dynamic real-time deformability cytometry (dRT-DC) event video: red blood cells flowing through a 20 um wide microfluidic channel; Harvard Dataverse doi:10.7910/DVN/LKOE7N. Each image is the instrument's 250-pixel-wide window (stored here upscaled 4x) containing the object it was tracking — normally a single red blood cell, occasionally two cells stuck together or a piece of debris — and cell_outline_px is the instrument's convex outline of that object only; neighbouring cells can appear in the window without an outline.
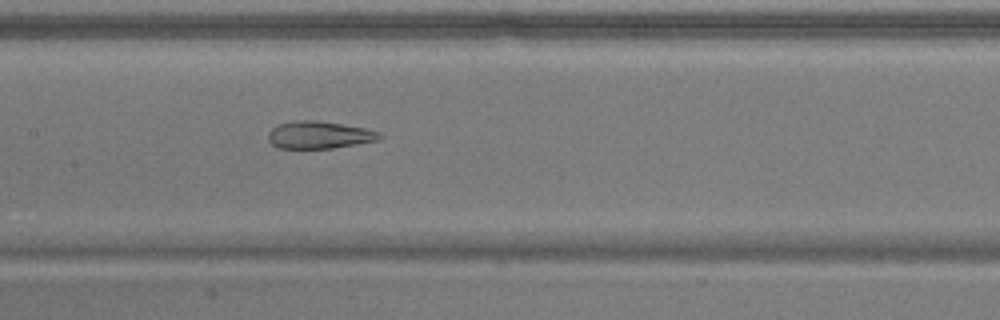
{"species": "common noctule bat (a hibernating species)", "species_latin": "Nyctalus noctula", "temperature_condition": "warm", "stored_images_in_passage": 45, "camera_frame_rate_fps": 3000, "um_per_image_px": 0.085, "animal": {"sex": "male", "body_mass_g": 17.9}, "frame": {"image": 1, "passage_image": 21, "time_ms": 6.667, "image_size_px": [1000, 320], "cell_outline_px": [[384, 136], [380, 140], [332, 148], [280, 148], [272, 144], [268, 140], [268, 132], [272, 128], [280, 124], [300, 120], [312, 120], [340, 124], [364, 128], [380, 132]], "centroid_in_image_um": [27.15, 11.48], "position_along_channel_um": 180.2, "area_um2": 17.57}}
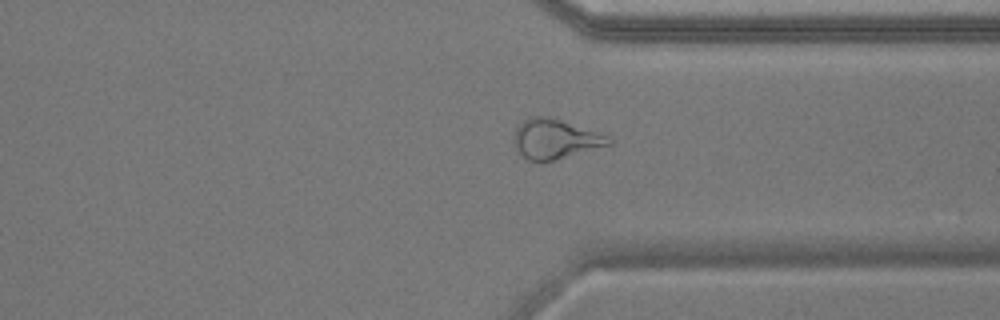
{"frame": {"image": 2, "passage_image": 36, "time_ms": 11.667, "image_size_px": [1000, 320], "cell_outline_px": [[612, 144], [544, 164], [540, 164], [528, 160], [512, 144], [512, 136], [516, 128], [524, 120], [532, 116], [548, 116], [608, 136], [612, 140]], "centroid_in_image_um": [47.14, 11.86], "position_along_channel_um": 364.3, "area_um2": 22.2}}
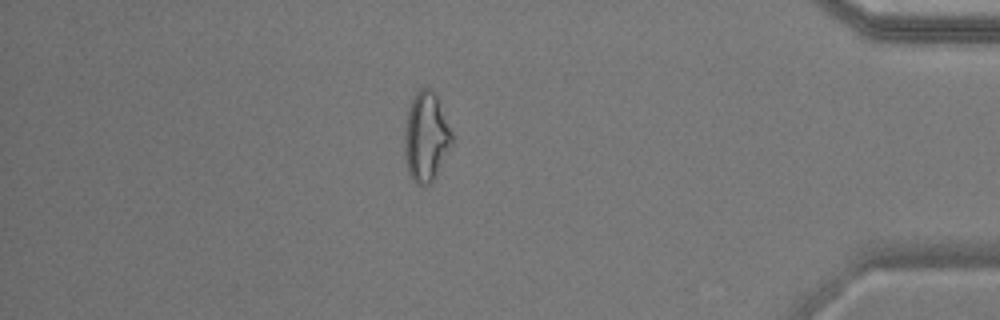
{"frame": {"image": 3, "passage_image": 42, "time_ms": 13.667, "image_size_px": [1000, 320], "cell_outline_px": [[452, 144], [432, 184], [416, 184], [412, 180], [408, 172], [404, 152], [404, 136], [408, 108], [416, 92], [420, 88], [432, 88], [436, 92], [452, 132]], "centroid_in_image_um": [36.22, 11.63], "position_along_channel_um": 399.0, "area_um2": 24.91}, "authors_computed_cell_mechanics": {"area_um2": 22.1952, "velocity_mm_per_s": 3.6855, "shape_relaxation_time_tau1_ms": null, "shape_relaxation_time_tau2_ms": 1.5028, "deformation_change_tau1": null, "deformation_change_tau2": 0.0994}}